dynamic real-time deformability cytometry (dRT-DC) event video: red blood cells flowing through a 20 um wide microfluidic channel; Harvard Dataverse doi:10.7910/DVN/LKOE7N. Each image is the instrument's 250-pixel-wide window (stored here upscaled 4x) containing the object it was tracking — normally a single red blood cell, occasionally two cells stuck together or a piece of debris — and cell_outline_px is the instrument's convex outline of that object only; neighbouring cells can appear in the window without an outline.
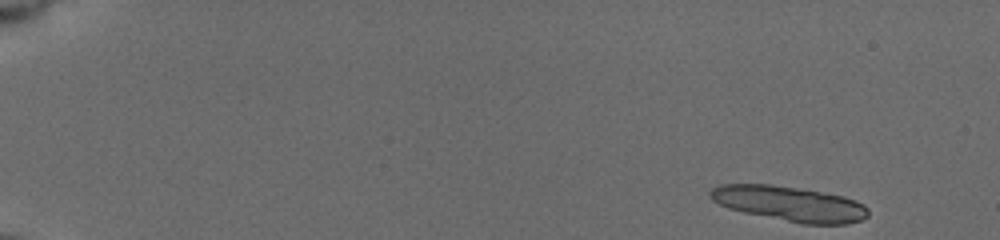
{"species": "common noctule bat (a hibernating species)", "species_latin": "Nyctalus noctula", "temperature_condition": "cold", "stored_images_in_passage": 16, "camera_frame_rate_fps": 3000, "um_per_image_px": 0.085, "animal": {"sex": "female", "body_mass_g": 19.5, "forearm_length_mm": 54.1}, "frame": {"image": 1, "passage_image": 1, "time_ms": 0.0, "image_size_px": [1000, 240], "cell_outline_px": [[868, 216], [860, 220], [848, 224], [800, 224], [744, 212], [728, 208], [712, 200], [708, 196], [708, 192], [712, 188], [720, 184], [772, 184], [844, 196], [864, 204], [868, 208]], "centroid_in_image_um": [67.09, 17.32], "position_along_channel_um": 17.9, "area_um2": 32.25}}